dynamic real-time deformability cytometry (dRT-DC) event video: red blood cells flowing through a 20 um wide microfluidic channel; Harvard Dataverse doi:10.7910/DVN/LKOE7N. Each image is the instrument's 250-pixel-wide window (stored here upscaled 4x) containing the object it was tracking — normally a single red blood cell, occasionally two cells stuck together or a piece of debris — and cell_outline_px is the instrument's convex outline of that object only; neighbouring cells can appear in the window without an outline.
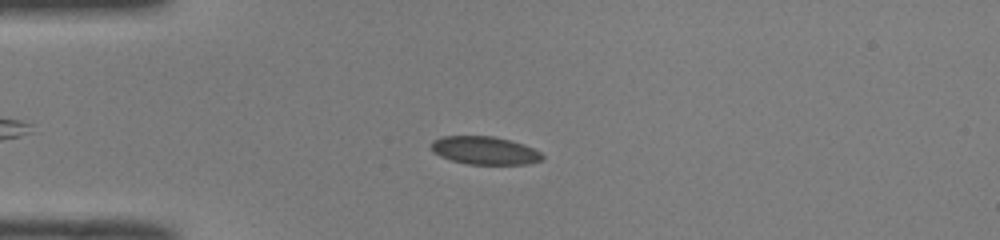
{"species": "common noctule bat (a hibernating species)", "species_latin": "Nyctalus noctula", "temperature_condition": "room temperature", "stored_images_in_passage": 48, "camera_frame_rate_fps": 3000, "um_per_image_px": 0.085, "animal": {"sex": "male", "body_mass_g": 19.0, "forearm_length_mm": 50.8}, "frame": {"image": 1, "passage_image": 10, "time_ms": 3.0, "image_size_px": [1000, 240], "cell_outline_px": [[544, 160], [528, 164], [468, 164], [452, 160], [440, 156], [432, 152], [428, 144], [432, 140], [440, 136], [492, 136], [524, 144], [540, 152], [544, 156]], "centroid_in_image_um": [41.16, 12.79], "position_along_channel_um": 43.8, "area_um2": 18.32}}
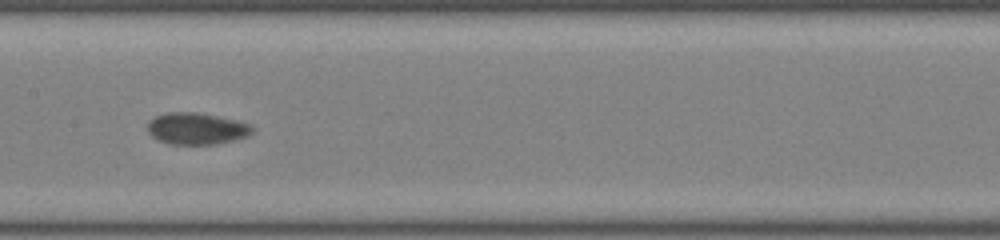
{"frame": {"image": 2, "passage_image": 23, "time_ms": 7.333, "image_size_px": [1000, 240], "cell_outline_px": [[252, 132], [248, 136], [216, 144], [172, 144], [160, 140], [152, 136], [148, 132], [148, 120], [156, 116], [168, 112], [196, 112], [216, 116], [248, 124], [252, 128]], "centroid_in_image_um": [16.66, 10.93], "position_along_channel_um": 190.7, "area_um2": 18.96}}
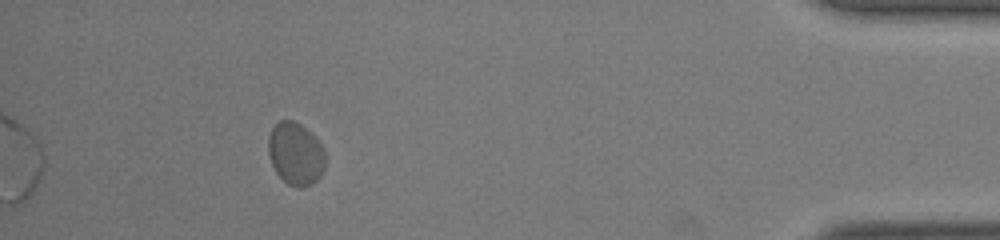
{"frame": {"image": 3, "passage_image": 44, "time_ms": 14.333, "image_size_px": [1000, 240], "cell_outline_px": [[324, 168], [320, 176], [312, 184], [300, 188], [296, 188], [288, 184], [276, 172], [272, 164], [268, 152], [268, 136], [272, 128], [280, 120], [292, 120], [300, 124], [320, 144], [324, 152]], "centroid_in_image_um": [25.1, 13.09], "position_along_channel_um": 410.1, "area_um2": 20.46}, "authors_computed_cell_mechanics": {"area_um2": 19.5364, "velocity_mm_per_s": 3.9086, "shape_relaxation_time_tau1_ms": 1.8683, "shape_relaxation_time_tau2_ms": 2.3508, "deformation_change_tau1": 0.0673, "deformation_change_tau2": 0.0458}}